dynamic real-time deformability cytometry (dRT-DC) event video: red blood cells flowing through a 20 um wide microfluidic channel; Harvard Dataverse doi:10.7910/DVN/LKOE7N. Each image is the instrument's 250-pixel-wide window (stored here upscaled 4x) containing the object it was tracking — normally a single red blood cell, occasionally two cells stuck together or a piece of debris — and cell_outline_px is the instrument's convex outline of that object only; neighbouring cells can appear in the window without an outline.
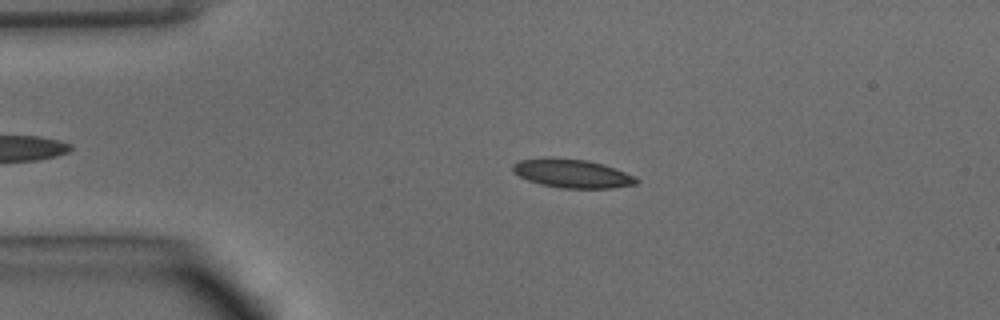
{"species": "common noctule bat (a hibernating species)", "species_latin": "Nyctalus noctula", "temperature_condition": "warm", "stored_images_in_passage": 43, "camera_frame_rate_fps": 3000, "um_per_image_px": 0.085, "animal": {"sex": "male", "body_mass_g": 15.6}, "frame": {"image": 1, "passage_image": 10, "time_ms": 3.0, "image_size_px": [1000, 320], "cell_outline_px": [[640, 180], [636, 184], [612, 188], [560, 188], [540, 184], [528, 180], [512, 172], [512, 164], [520, 160], [544, 156], [556, 156], [588, 160], [604, 164], [624, 172]], "centroid_in_image_um": [48.57, 14.72], "position_along_channel_um": 36.4, "area_um2": 20.98}}
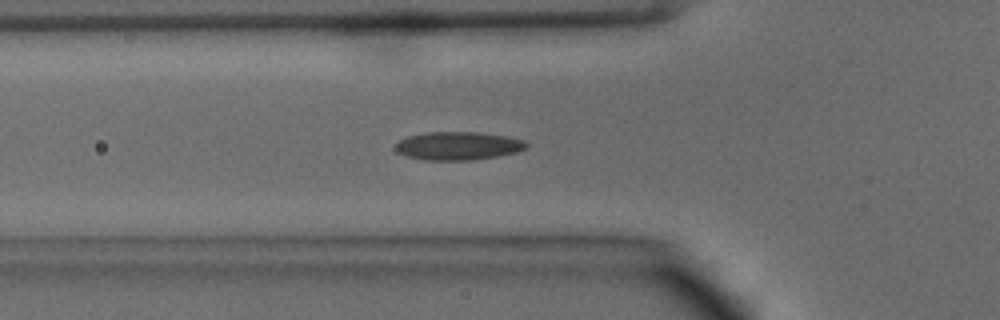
{"frame": {"image": 2, "passage_image": 16, "time_ms": 5.0, "image_size_px": [1000, 320], "cell_outline_px": [[528, 148], [516, 152], [496, 156], [472, 160], [428, 160], [408, 156], [400, 152], [396, 148], [396, 144], [400, 140], [408, 136], [428, 132], [476, 132], [504, 136], [524, 140], [528, 144]], "centroid_in_image_um": [38.98, 12.39], "position_along_channel_um": 86.8, "area_um2": 21.21}}
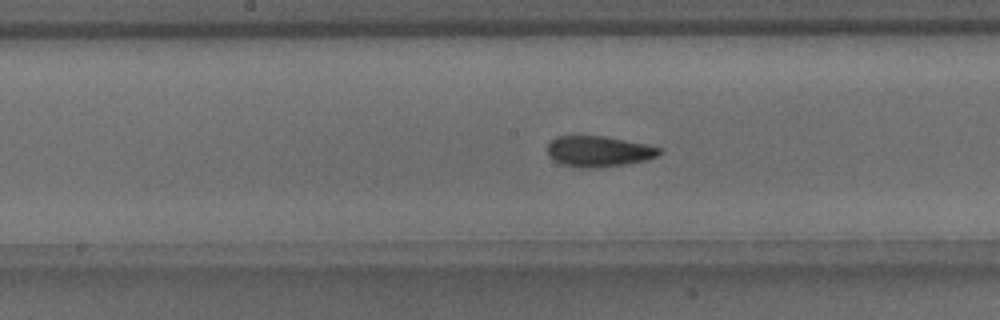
{"frame": {"image": 3, "passage_image": 24, "time_ms": 7.667, "image_size_px": [1000, 320], "cell_outline_px": [[664, 152], [656, 156], [644, 160], [624, 164], [600, 168], [580, 168], [560, 164], [548, 156], [548, 144], [556, 136], [604, 136], [648, 144], [664, 148]], "centroid_in_image_um": [50.91, 12.87], "position_along_channel_um": 197.3, "area_um2": 20.29}, "authors_computed_cell_mechanics": {"area_um2": 19.8832, "velocity_mm_per_s": 4.1086, "shape_relaxation_time_tau1_ms": 5.2111, "shape_relaxation_time_tau2_ms": 1.3669, "deformation_change_tau1": 0.1593, "deformation_change_tau2": 0.0744}}